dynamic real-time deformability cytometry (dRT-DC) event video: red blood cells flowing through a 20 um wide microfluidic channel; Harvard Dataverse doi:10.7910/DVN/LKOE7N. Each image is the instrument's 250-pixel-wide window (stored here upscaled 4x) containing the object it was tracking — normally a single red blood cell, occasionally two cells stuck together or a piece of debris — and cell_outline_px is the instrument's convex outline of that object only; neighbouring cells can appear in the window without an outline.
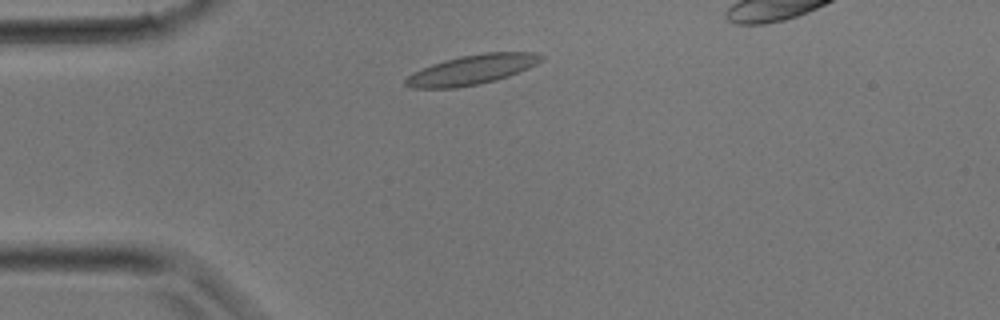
{"species": "common noctule bat (a hibernating species)", "species_latin": "Nyctalus noctula", "temperature_condition": "room temperature", "stored_images_in_passage": 24, "camera_frame_rate_fps": 3000, "um_per_image_px": 0.085, "animal": {"sex": "male", "body_mass_g": 17.9}, "frame": {"image": 1, "passage_image": 3, "time_ms": 0.667, "image_size_px": [1000, 320], "cell_outline_px": [[544, 56], [536, 64], [528, 68], [508, 76], [496, 80], [480, 84], [456, 88], [412, 88], [404, 84], [404, 80], [412, 72], [432, 64], [444, 60], [460, 56], [484, 52], [536, 52]], "centroid_in_image_um": [40.09, 5.92], "position_along_channel_um": 44.9, "area_um2": 23.47}}
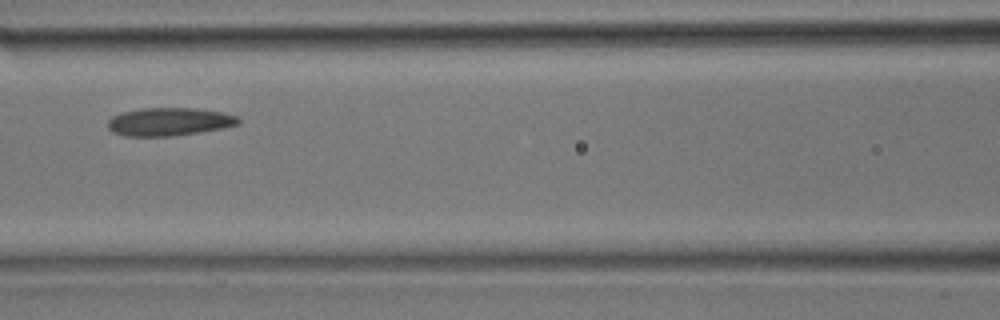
{"frame": {"image": 2, "passage_image": 9, "time_ms": 2.667, "image_size_px": [1000, 320], "cell_outline_px": [[240, 124], [224, 128], [200, 132], [172, 136], [124, 136], [112, 132], [108, 128], [108, 120], [112, 116], [124, 112], [144, 108], [196, 108], [224, 112], [236, 116], [240, 120]], "centroid_in_image_um": [14.4, 10.35], "position_along_channel_um": 152.2, "area_um2": 21.44}}
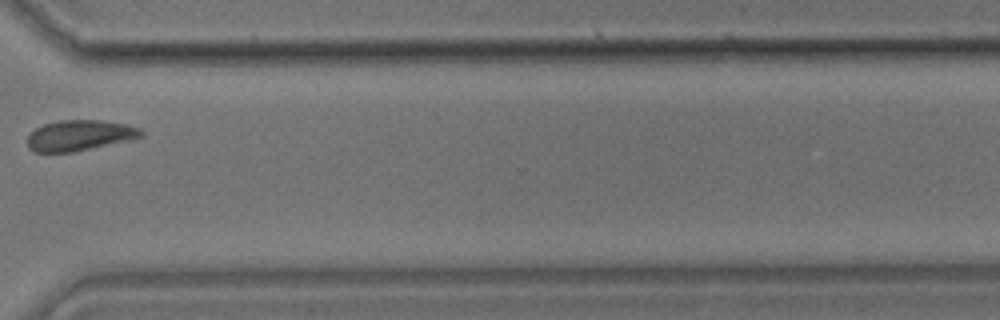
{"frame": {"image": 3, "passage_image": 19, "time_ms": 6.0, "image_size_px": [1000, 320], "cell_outline_px": [[144, 136], [128, 140], [72, 152], [32, 152], [28, 148], [28, 136], [36, 128], [44, 124], [60, 120], [100, 120], [124, 124], [140, 128], [144, 132]], "centroid_in_image_um": [6.75, 11.51], "position_along_channel_um": 363.8, "area_um2": 20.11}}